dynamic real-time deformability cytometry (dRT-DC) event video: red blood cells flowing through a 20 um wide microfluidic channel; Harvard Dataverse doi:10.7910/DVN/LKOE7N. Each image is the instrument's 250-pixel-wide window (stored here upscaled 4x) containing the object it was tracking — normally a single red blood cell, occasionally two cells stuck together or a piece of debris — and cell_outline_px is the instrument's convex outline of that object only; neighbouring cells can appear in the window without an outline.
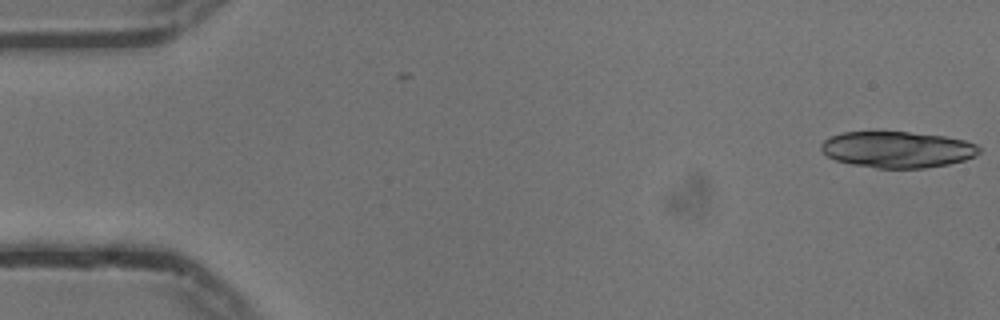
{"species": "common noctule bat (a hibernating species)", "species_latin": "Nyctalus noctula", "temperature_condition": "cold", "stored_images_in_passage": 7, "camera_frame_rate_fps": 3000, "um_per_image_px": 0.085, "animal": {"sex": "male", "body_mass_g": 13.3}, "frame": {"image": 1, "passage_image": 1, "time_ms": 0.0, "image_size_px": [1000, 320], "cell_outline_px": [[980, 152], [976, 156], [964, 160], [948, 164], [924, 168], [876, 168], [852, 164], [836, 160], [828, 156], [820, 148], [820, 144], [824, 140], [832, 136], [844, 132], [908, 132], [944, 136], [964, 140], [976, 144], [980, 148]], "centroid_in_image_um": [76.29, 12.71], "position_along_channel_um": 8.7, "area_um2": 33.29}}